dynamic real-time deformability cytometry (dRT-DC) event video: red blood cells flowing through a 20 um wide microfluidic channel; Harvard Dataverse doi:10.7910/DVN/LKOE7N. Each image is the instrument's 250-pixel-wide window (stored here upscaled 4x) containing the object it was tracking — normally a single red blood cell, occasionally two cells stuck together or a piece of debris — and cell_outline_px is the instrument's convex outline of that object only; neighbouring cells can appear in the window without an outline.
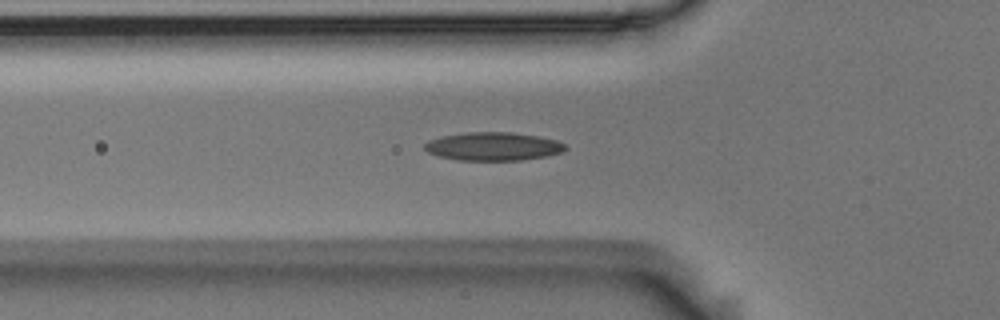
{"species": "Egyptian fruit bat (a non-hibernating species)", "species_latin": "Rousettus aegyptiacus", "temperature_condition": "room temperature", "stored_images_in_passage": 39, "camera_frame_rate_fps": 3000, "um_per_image_px": 0.085, "animal": {"sex": "male"}, "frame": {"image": 1, "passage_image": 2, "time_ms": 0.333, "image_size_px": [1000, 320], "cell_outline_px": [[568, 148], [560, 152], [548, 156], [520, 160], [456, 160], [440, 156], [428, 152], [424, 148], [424, 144], [428, 140], [440, 136], [468, 132], [512, 132], [536, 136], [556, 140], [564, 144]], "centroid_in_image_um": [41.9, 12.44], "position_along_channel_um": 83.9, "area_um2": 23.18}}
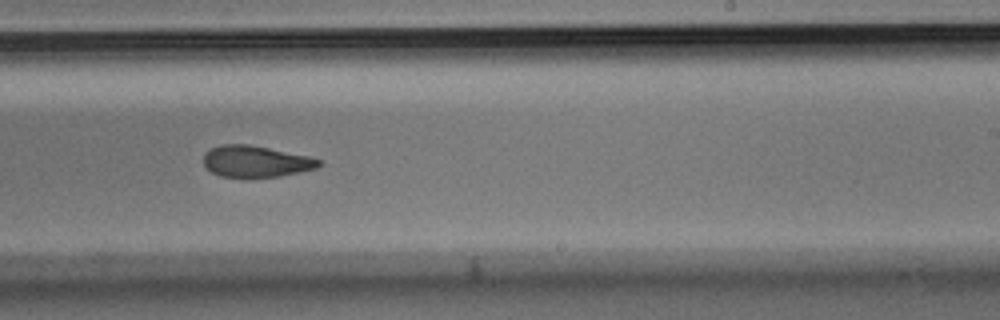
{"frame": {"image": 2, "passage_image": 17, "time_ms": 5.333, "image_size_px": [1000, 320], "cell_outline_px": [[324, 164], [316, 168], [300, 172], [280, 176], [220, 176], [212, 172], [204, 164], [204, 152], [212, 148], [224, 144], [248, 144], [308, 156], [320, 160]], "centroid_in_image_um": [21.76, 13.71], "position_along_channel_um": 267.2, "area_um2": 20.75}}
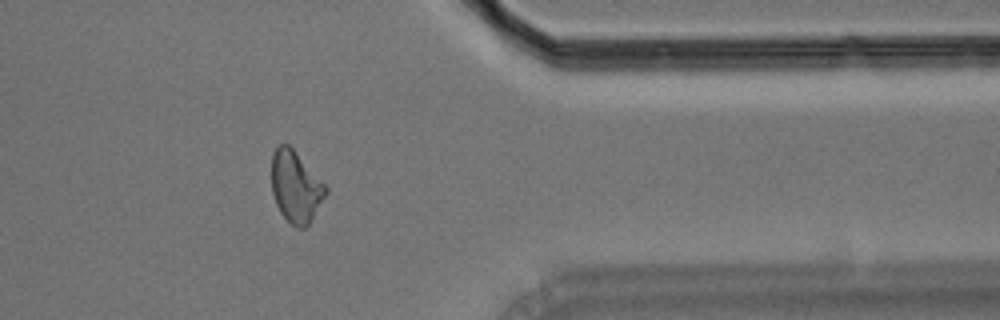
{"frame": {"image": 3, "passage_image": 28, "time_ms": 9.0, "image_size_px": [1000, 320], "cell_outline_px": [[328, 192], [308, 224], [304, 228], [296, 228], [280, 212], [276, 204], [272, 192], [272, 156], [276, 144], [288, 144], [292, 148], [328, 188]], "centroid_in_image_um": [25.12, 15.87], "position_along_channel_um": 386.3, "area_um2": 22.2}, "authors_computed_cell_mechanics": {"area_um2": 22.1952, "velocity_mm_per_s": 3.6533, "shape_relaxation_time_tau1_ms": 10.245, "shape_relaxation_time_tau2_ms": 3.5853, "deformation_change_tau1": 0.2136, "deformation_change_tau2": 0.1}}